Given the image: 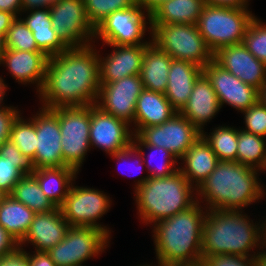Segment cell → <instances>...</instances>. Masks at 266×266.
<instances>
[{"label": "cell", "instance_id": "1", "mask_svg": "<svg viewBox=\"0 0 266 266\" xmlns=\"http://www.w3.org/2000/svg\"><path fill=\"white\" fill-rule=\"evenodd\" d=\"M99 51L95 44L50 57L44 84L38 93L41 107L91 106L100 90Z\"/></svg>", "mask_w": 266, "mask_h": 266}, {"label": "cell", "instance_id": "2", "mask_svg": "<svg viewBox=\"0 0 266 266\" xmlns=\"http://www.w3.org/2000/svg\"><path fill=\"white\" fill-rule=\"evenodd\" d=\"M259 173V170L235 161H219L196 189L197 202L205 201L207 210L243 211L266 195Z\"/></svg>", "mask_w": 266, "mask_h": 266}, {"label": "cell", "instance_id": "3", "mask_svg": "<svg viewBox=\"0 0 266 266\" xmlns=\"http://www.w3.org/2000/svg\"><path fill=\"white\" fill-rule=\"evenodd\" d=\"M244 211H207L202 235V260L217 254L253 257L256 253L253 250L262 248L265 244L264 222L254 223Z\"/></svg>", "mask_w": 266, "mask_h": 266}, {"label": "cell", "instance_id": "4", "mask_svg": "<svg viewBox=\"0 0 266 266\" xmlns=\"http://www.w3.org/2000/svg\"><path fill=\"white\" fill-rule=\"evenodd\" d=\"M207 211L205 206L203 208L196 202L189 209L152 224L154 253L159 266L202 260V235Z\"/></svg>", "mask_w": 266, "mask_h": 266}, {"label": "cell", "instance_id": "5", "mask_svg": "<svg viewBox=\"0 0 266 266\" xmlns=\"http://www.w3.org/2000/svg\"><path fill=\"white\" fill-rule=\"evenodd\" d=\"M133 192L139 220L146 225L172 217L197 202L196 189L179 170L167 177H149Z\"/></svg>", "mask_w": 266, "mask_h": 266}, {"label": "cell", "instance_id": "6", "mask_svg": "<svg viewBox=\"0 0 266 266\" xmlns=\"http://www.w3.org/2000/svg\"><path fill=\"white\" fill-rule=\"evenodd\" d=\"M249 10V8L204 5L196 25L213 54L219 48L243 42L247 27L255 17Z\"/></svg>", "mask_w": 266, "mask_h": 266}, {"label": "cell", "instance_id": "7", "mask_svg": "<svg viewBox=\"0 0 266 266\" xmlns=\"http://www.w3.org/2000/svg\"><path fill=\"white\" fill-rule=\"evenodd\" d=\"M150 38L172 59L184 60L204 68L213 60V52L205 43L196 24H151Z\"/></svg>", "mask_w": 266, "mask_h": 266}, {"label": "cell", "instance_id": "8", "mask_svg": "<svg viewBox=\"0 0 266 266\" xmlns=\"http://www.w3.org/2000/svg\"><path fill=\"white\" fill-rule=\"evenodd\" d=\"M146 31L152 35L151 14L134 4L111 13L101 21L95 28L93 43L98 39L107 45L151 44L152 40H143Z\"/></svg>", "mask_w": 266, "mask_h": 266}, {"label": "cell", "instance_id": "9", "mask_svg": "<svg viewBox=\"0 0 266 266\" xmlns=\"http://www.w3.org/2000/svg\"><path fill=\"white\" fill-rule=\"evenodd\" d=\"M54 109L58 112L63 166L71 167L79 173L87 152L91 150L89 139L91 106Z\"/></svg>", "mask_w": 266, "mask_h": 266}, {"label": "cell", "instance_id": "10", "mask_svg": "<svg viewBox=\"0 0 266 266\" xmlns=\"http://www.w3.org/2000/svg\"><path fill=\"white\" fill-rule=\"evenodd\" d=\"M110 239L99 228L71 226L65 238L47 253L56 266H84L85 261L96 258L109 247Z\"/></svg>", "mask_w": 266, "mask_h": 266}, {"label": "cell", "instance_id": "11", "mask_svg": "<svg viewBox=\"0 0 266 266\" xmlns=\"http://www.w3.org/2000/svg\"><path fill=\"white\" fill-rule=\"evenodd\" d=\"M73 184L59 207L64 219L70 226L99 228L112 237L111 228L97 222L109 212L112 204L110 197L104 191Z\"/></svg>", "mask_w": 266, "mask_h": 266}, {"label": "cell", "instance_id": "12", "mask_svg": "<svg viewBox=\"0 0 266 266\" xmlns=\"http://www.w3.org/2000/svg\"><path fill=\"white\" fill-rule=\"evenodd\" d=\"M200 136L201 132L177 112L160 125L143 127L134 135L133 144L162 147L180 160Z\"/></svg>", "mask_w": 266, "mask_h": 266}, {"label": "cell", "instance_id": "13", "mask_svg": "<svg viewBox=\"0 0 266 266\" xmlns=\"http://www.w3.org/2000/svg\"><path fill=\"white\" fill-rule=\"evenodd\" d=\"M49 10L53 29L68 48L93 44L95 28L87 19L84 0H60Z\"/></svg>", "mask_w": 266, "mask_h": 266}, {"label": "cell", "instance_id": "14", "mask_svg": "<svg viewBox=\"0 0 266 266\" xmlns=\"http://www.w3.org/2000/svg\"><path fill=\"white\" fill-rule=\"evenodd\" d=\"M143 90L140 75L101 84L95 105L104 112L134 125L137 99Z\"/></svg>", "mask_w": 266, "mask_h": 266}, {"label": "cell", "instance_id": "15", "mask_svg": "<svg viewBox=\"0 0 266 266\" xmlns=\"http://www.w3.org/2000/svg\"><path fill=\"white\" fill-rule=\"evenodd\" d=\"M41 109V110H40ZM30 117L36 128V153L32 160L34 169L63 166L61 131L58 112L40 107Z\"/></svg>", "mask_w": 266, "mask_h": 266}, {"label": "cell", "instance_id": "16", "mask_svg": "<svg viewBox=\"0 0 266 266\" xmlns=\"http://www.w3.org/2000/svg\"><path fill=\"white\" fill-rule=\"evenodd\" d=\"M132 125L91 105L90 147L101 149L106 154H115L133 144Z\"/></svg>", "mask_w": 266, "mask_h": 266}, {"label": "cell", "instance_id": "17", "mask_svg": "<svg viewBox=\"0 0 266 266\" xmlns=\"http://www.w3.org/2000/svg\"><path fill=\"white\" fill-rule=\"evenodd\" d=\"M203 73L211 81L221 108L228 104L241 113L258 101L259 90L242 82L214 60L203 68Z\"/></svg>", "mask_w": 266, "mask_h": 266}, {"label": "cell", "instance_id": "18", "mask_svg": "<svg viewBox=\"0 0 266 266\" xmlns=\"http://www.w3.org/2000/svg\"><path fill=\"white\" fill-rule=\"evenodd\" d=\"M213 60L257 90L266 81V64L258 60L242 43L219 48L213 54Z\"/></svg>", "mask_w": 266, "mask_h": 266}, {"label": "cell", "instance_id": "19", "mask_svg": "<svg viewBox=\"0 0 266 266\" xmlns=\"http://www.w3.org/2000/svg\"><path fill=\"white\" fill-rule=\"evenodd\" d=\"M149 45H108L113 48V51L105 57L99 54L100 84L140 75L142 59Z\"/></svg>", "mask_w": 266, "mask_h": 266}, {"label": "cell", "instance_id": "20", "mask_svg": "<svg viewBox=\"0 0 266 266\" xmlns=\"http://www.w3.org/2000/svg\"><path fill=\"white\" fill-rule=\"evenodd\" d=\"M48 59L41 51L5 49L0 66L5 64L11 77L19 84H35V90L39 93L44 84Z\"/></svg>", "mask_w": 266, "mask_h": 266}, {"label": "cell", "instance_id": "21", "mask_svg": "<svg viewBox=\"0 0 266 266\" xmlns=\"http://www.w3.org/2000/svg\"><path fill=\"white\" fill-rule=\"evenodd\" d=\"M71 226L64 219L60 208L46 213H35L30 228L19 247L27 243L33 245L36 252H47L62 241Z\"/></svg>", "mask_w": 266, "mask_h": 266}, {"label": "cell", "instance_id": "22", "mask_svg": "<svg viewBox=\"0 0 266 266\" xmlns=\"http://www.w3.org/2000/svg\"><path fill=\"white\" fill-rule=\"evenodd\" d=\"M221 107L211 81L203 73L195 82L187 103L179 111L200 132L220 111Z\"/></svg>", "mask_w": 266, "mask_h": 266}, {"label": "cell", "instance_id": "23", "mask_svg": "<svg viewBox=\"0 0 266 266\" xmlns=\"http://www.w3.org/2000/svg\"><path fill=\"white\" fill-rule=\"evenodd\" d=\"M202 74V67L189 61L172 59L164 95L178 112L187 103L196 80Z\"/></svg>", "mask_w": 266, "mask_h": 266}, {"label": "cell", "instance_id": "24", "mask_svg": "<svg viewBox=\"0 0 266 266\" xmlns=\"http://www.w3.org/2000/svg\"><path fill=\"white\" fill-rule=\"evenodd\" d=\"M177 112L163 93L144 89L137 99L133 134L136 135L143 127L160 125Z\"/></svg>", "mask_w": 266, "mask_h": 266}, {"label": "cell", "instance_id": "25", "mask_svg": "<svg viewBox=\"0 0 266 266\" xmlns=\"http://www.w3.org/2000/svg\"><path fill=\"white\" fill-rule=\"evenodd\" d=\"M180 160L183 163L179 166V171L195 189L209 177L219 162L216 154L202 136Z\"/></svg>", "mask_w": 266, "mask_h": 266}, {"label": "cell", "instance_id": "26", "mask_svg": "<svg viewBox=\"0 0 266 266\" xmlns=\"http://www.w3.org/2000/svg\"><path fill=\"white\" fill-rule=\"evenodd\" d=\"M20 14V18L32 31L38 49L47 57H53L68 49L53 29L49 9H33ZM23 15V18L21 17Z\"/></svg>", "mask_w": 266, "mask_h": 266}, {"label": "cell", "instance_id": "27", "mask_svg": "<svg viewBox=\"0 0 266 266\" xmlns=\"http://www.w3.org/2000/svg\"><path fill=\"white\" fill-rule=\"evenodd\" d=\"M77 174L75 169L68 166L38 168L32 173L45 196L57 208L64 202Z\"/></svg>", "mask_w": 266, "mask_h": 266}, {"label": "cell", "instance_id": "28", "mask_svg": "<svg viewBox=\"0 0 266 266\" xmlns=\"http://www.w3.org/2000/svg\"><path fill=\"white\" fill-rule=\"evenodd\" d=\"M171 63L172 58L151 43L142 59L140 77L144 89L164 94L167 89Z\"/></svg>", "mask_w": 266, "mask_h": 266}, {"label": "cell", "instance_id": "29", "mask_svg": "<svg viewBox=\"0 0 266 266\" xmlns=\"http://www.w3.org/2000/svg\"><path fill=\"white\" fill-rule=\"evenodd\" d=\"M203 0H167L151 13V24H197Z\"/></svg>", "mask_w": 266, "mask_h": 266}, {"label": "cell", "instance_id": "30", "mask_svg": "<svg viewBox=\"0 0 266 266\" xmlns=\"http://www.w3.org/2000/svg\"><path fill=\"white\" fill-rule=\"evenodd\" d=\"M35 212L9 194L0 204V225L19 244L30 228Z\"/></svg>", "mask_w": 266, "mask_h": 266}, {"label": "cell", "instance_id": "31", "mask_svg": "<svg viewBox=\"0 0 266 266\" xmlns=\"http://www.w3.org/2000/svg\"><path fill=\"white\" fill-rule=\"evenodd\" d=\"M135 147L142 153L144 165L146 166V169L149 173L146 174L147 176H143L141 178L139 177L138 180L134 181L136 183L134 184L135 190L140 185L145 183L149 177H154V178L167 177L173 175L175 172L179 170V165L177 166V163L180 164V162H178V159H176L173 156V154L167 151L166 149L152 145H135ZM145 149L150 151L149 153H147L148 154L147 158L144 153ZM154 157L159 158L162 162H160V164L157 163L158 165L154 164V166L153 165L151 166L152 162H154V160H152ZM160 160H158V162Z\"/></svg>", "mask_w": 266, "mask_h": 266}, {"label": "cell", "instance_id": "32", "mask_svg": "<svg viewBox=\"0 0 266 266\" xmlns=\"http://www.w3.org/2000/svg\"><path fill=\"white\" fill-rule=\"evenodd\" d=\"M237 142V162L263 173L266 167V138L239 129Z\"/></svg>", "mask_w": 266, "mask_h": 266}, {"label": "cell", "instance_id": "33", "mask_svg": "<svg viewBox=\"0 0 266 266\" xmlns=\"http://www.w3.org/2000/svg\"><path fill=\"white\" fill-rule=\"evenodd\" d=\"M9 195L35 213H46L56 208L45 196L32 174L24 175Z\"/></svg>", "mask_w": 266, "mask_h": 266}, {"label": "cell", "instance_id": "34", "mask_svg": "<svg viewBox=\"0 0 266 266\" xmlns=\"http://www.w3.org/2000/svg\"><path fill=\"white\" fill-rule=\"evenodd\" d=\"M213 131L208 135L202 131L201 136L212 148L219 161H235L237 162V138L238 128L231 126H218L212 128Z\"/></svg>", "mask_w": 266, "mask_h": 266}, {"label": "cell", "instance_id": "35", "mask_svg": "<svg viewBox=\"0 0 266 266\" xmlns=\"http://www.w3.org/2000/svg\"><path fill=\"white\" fill-rule=\"evenodd\" d=\"M19 115L13 123L9 140L13 142L24 156L33 160L36 153V128L34 122Z\"/></svg>", "mask_w": 266, "mask_h": 266}, {"label": "cell", "instance_id": "36", "mask_svg": "<svg viewBox=\"0 0 266 266\" xmlns=\"http://www.w3.org/2000/svg\"><path fill=\"white\" fill-rule=\"evenodd\" d=\"M5 49L18 51H40L37 47L32 31L20 17H16L5 37Z\"/></svg>", "mask_w": 266, "mask_h": 266}, {"label": "cell", "instance_id": "37", "mask_svg": "<svg viewBox=\"0 0 266 266\" xmlns=\"http://www.w3.org/2000/svg\"><path fill=\"white\" fill-rule=\"evenodd\" d=\"M134 4V0H84L87 19L94 28L111 13Z\"/></svg>", "mask_w": 266, "mask_h": 266}, {"label": "cell", "instance_id": "38", "mask_svg": "<svg viewBox=\"0 0 266 266\" xmlns=\"http://www.w3.org/2000/svg\"><path fill=\"white\" fill-rule=\"evenodd\" d=\"M242 44L258 60L266 64V24L256 16L248 25Z\"/></svg>", "mask_w": 266, "mask_h": 266}, {"label": "cell", "instance_id": "39", "mask_svg": "<svg viewBox=\"0 0 266 266\" xmlns=\"http://www.w3.org/2000/svg\"><path fill=\"white\" fill-rule=\"evenodd\" d=\"M244 116L246 132L266 138V107L258 100L247 110L241 112Z\"/></svg>", "mask_w": 266, "mask_h": 266}, {"label": "cell", "instance_id": "40", "mask_svg": "<svg viewBox=\"0 0 266 266\" xmlns=\"http://www.w3.org/2000/svg\"><path fill=\"white\" fill-rule=\"evenodd\" d=\"M24 174L19 161H10L0 156V188L10 194Z\"/></svg>", "mask_w": 266, "mask_h": 266}, {"label": "cell", "instance_id": "41", "mask_svg": "<svg viewBox=\"0 0 266 266\" xmlns=\"http://www.w3.org/2000/svg\"><path fill=\"white\" fill-rule=\"evenodd\" d=\"M0 156L10 161H19L20 171L24 175L32 174L35 170L32 164V160L27 156H24L18 149V147L10 140L5 141L0 146Z\"/></svg>", "mask_w": 266, "mask_h": 266}, {"label": "cell", "instance_id": "42", "mask_svg": "<svg viewBox=\"0 0 266 266\" xmlns=\"http://www.w3.org/2000/svg\"><path fill=\"white\" fill-rule=\"evenodd\" d=\"M203 261L206 266H255L253 257L236 254L209 255Z\"/></svg>", "mask_w": 266, "mask_h": 266}, {"label": "cell", "instance_id": "43", "mask_svg": "<svg viewBox=\"0 0 266 266\" xmlns=\"http://www.w3.org/2000/svg\"><path fill=\"white\" fill-rule=\"evenodd\" d=\"M22 114L21 110L14 106H5L0 110V146L9 140L10 131L13 123Z\"/></svg>", "mask_w": 266, "mask_h": 266}, {"label": "cell", "instance_id": "44", "mask_svg": "<svg viewBox=\"0 0 266 266\" xmlns=\"http://www.w3.org/2000/svg\"><path fill=\"white\" fill-rule=\"evenodd\" d=\"M110 157H112V160L115 159L116 161H118L120 164L124 163L126 164L129 160H134L135 158V166L134 164L132 166L135 167V169H138L136 171H138L135 174H139V172L141 173L142 171V166L144 165L143 162V157H142V153L135 147L134 144H131L127 149L121 150L115 154H110ZM132 157V158H131ZM137 162V163H136ZM118 164V165H120ZM123 164V165H124ZM128 165L130 164V162L127 163ZM132 164V163H131ZM141 168V169H140ZM132 169V168H131ZM133 172V171H132ZM134 174V173H133ZM132 175V174H131ZM130 176V175H129ZM135 176V175H134Z\"/></svg>", "mask_w": 266, "mask_h": 266}, {"label": "cell", "instance_id": "45", "mask_svg": "<svg viewBox=\"0 0 266 266\" xmlns=\"http://www.w3.org/2000/svg\"><path fill=\"white\" fill-rule=\"evenodd\" d=\"M0 266H30L28 255L23 246L9 255L2 256Z\"/></svg>", "mask_w": 266, "mask_h": 266}, {"label": "cell", "instance_id": "46", "mask_svg": "<svg viewBox=\"0 0 266 266\" xmlns=\"http://www.w3.org/2000/svg\"><path fill=\"white\" fill-rule=\"evenodd\" d=\"M19 248V244L0 225V258L9 255Z\"/></svg>", "mask_w": 266, "mask_h": 266}, {"label": "cell", "instance_id": "47", "mask_svg": "<svg viewBox=\"0 0 266 266\" xmlns=\"http://www.w3.org/2000/svg\"><path fill=\"white\" fill-rule=\"evenodd\" d=\"M29 258L30 266H56V264L51 259L50 255L47 252H36L32 251L30 253L25 251Z\"/></svg>", "mask_w": 266, "mask_h": 266}, {"label": "cell", "instance_id": "48", "mask_svg": "<svg viewBox=\"0 0 266 266\" xmlns=\"http://www.w3.org/2000/svg\"><path fill=\"white\" fill-rule=\"evenodd\" d=\"M60 0H21L22 13L33 9H49Z\"/></svg>", "mask_w": 266, "mask_h": 266}, {"label": "cell", "instance_id": "49", "mask_svg": "<svg viewBox=\"0 0 266 266\" xmlns=\"http://www.w3.org/2000/svg\"><path fill=\"white\" fill-rule=\"evenodd\" d=\"M0 11L11 13L15 18L22 13L21 0H0Z\"/></svg>", "mask_w": 266, "mask_h": 266}, {"label": "cell", "instance_id": "50", "mask_svg": "<svg viewBox=\"0 0 266 266\" xmlns=\"http://www.w3.org/2000/svg\"><path fill=\"white\" fill-rule=\"evenodd\" d=\"M206 5L248 8L250 0H203Z\"/></svg>", "mask_w": 266, "mask_h": 266}, {"label": "cell", "instance_id": "51", "mask_svg": "<svg viewBox=\"0 0 266 266\" xmlns=\"http://www.w3.org/2000/svg\"><path fill=\"white\" fill-rule=\"evenodd\" d=\"M15 17L8 12L0 11V34L5 38L10 24Z\"/></svg>", "mask_w": 266, "mask_h": 266}, {"label": "cell", "instance_id": "52", "mask_svg": "<svg viewBox=\"0 0 266 266\" xmlns=\"http://www.w3.org/2000/svg\"><path fill=\"white\" fill-rule=\"evenodd\" d=\"M167 0H134L135 4L140 5L147 13H152L158 6Z\"/></svg>", "mask_w": 266, "mask_h": 266}, {"label": "cell", "instance_id": "53", "mask_svg": "<svg viewBox=\"0 0 266 266\" xmlns=\"http://www.w3.org/2000/svg\"><path fill=\"white\" fill-rule=\"evenodd\" d=\"M264 247L266 248L265 244L261 248L262 251L260 252L261 249H259L253 256L255 266H266V251L263 250L265 249Z\"/></svg>", "mask_w": 266, "mask_h": 266}, {"label": "cell", "instance_id": "54", "mask_svg": "<svg viewBox=\"0 0 266 266\" xmlns=\"http://www.w3.org/2000/svg\"><path fill=\"white\" fill-rule=\"evenodd\" d=\"M8 85L5 84V80L2 79V76H0V110H2L5 106L2 104L5 97V92L7 90Z\"/></svg>", "mask_w": 266, "mask_h": 266}, {"label": "cell", "instance_id": "55", "mask_svg": "<svg viewBox=\"0 0 266 266\" xmlns=\"http://www.w3.org/2000/svg\"><path fill=\"white\" fill-rule=\"evenodd\" d=\"M258 100L266 107V81L264 85L259 90Z\"/></svg>", "mask_w": 266, "mask_h": 266}, {"label": "cell", "instance_id": "56", "mask_svg": "<svg viewBox=\"0 0 266 266\" xmlns=\"http://www.w3.org/2000/svg\"><path fill=\"white\" fill-rule=\"evenodd\" d=\"M167 266H206V265L203 260H199L196 262L172 264V265H167Z\"/></svg>", "mask_w": 266, "mask_h": 266}, {"label": "cell", "instance_id": "57", "mask_svg": "<svg viewBox=\"0 0 266 266\" xmlns=\"http://www.w3.org/2000/svg\"><path fill=\"white\" fill-rule=\"evenodd\" d=\"M5 38L0 34V58L3 55V52L5 51Z\"/></svg>", "mask_w": 266, "mask_h": 266}, {"label": "cell", "instance_id": "58", "mask_svg": "<svg viewBox=\"0 0 266 266\" xmlns=\"http://www.w3.org/2000/svg\"><path fill=\"white\" fill-rule=\"evenodd\" d=\"M8 194L4 191V190H2L1 188H0V204L3 202V200L5 199V197L7 196Z\"/></svg>", "mask_w": 266, "mask_h": 266}, {"label": "cell", "instance_id": "59", "mask_svg": "<svg viewBox=\"0 0 266 266\" xmlns=\"http://www.w3.org/2000/svg\"><path fill=\"white\" fill-rule=\"evenodd\" d=\"M264 220V243L266 245V218Z\"/></svg>", "mask_w": 266, "mask_h": 266}, {"label": "cell", "instance_id": "60", "mask_svg": "<svg viewBox=\"0 0 266 266\" xmlns=\"http://www.w3.org/2000/svg\"><path fill=\"white\" fill-rule=\"evenodd\" d=\"M151 266H153V264H150ZM149 264H140V265H137V266H150ZM155 266H156V264H155ZM157 266H159V265H157Z\"/></svg>", "mask_w": 266, "mask_h": 266}]
</instances>
